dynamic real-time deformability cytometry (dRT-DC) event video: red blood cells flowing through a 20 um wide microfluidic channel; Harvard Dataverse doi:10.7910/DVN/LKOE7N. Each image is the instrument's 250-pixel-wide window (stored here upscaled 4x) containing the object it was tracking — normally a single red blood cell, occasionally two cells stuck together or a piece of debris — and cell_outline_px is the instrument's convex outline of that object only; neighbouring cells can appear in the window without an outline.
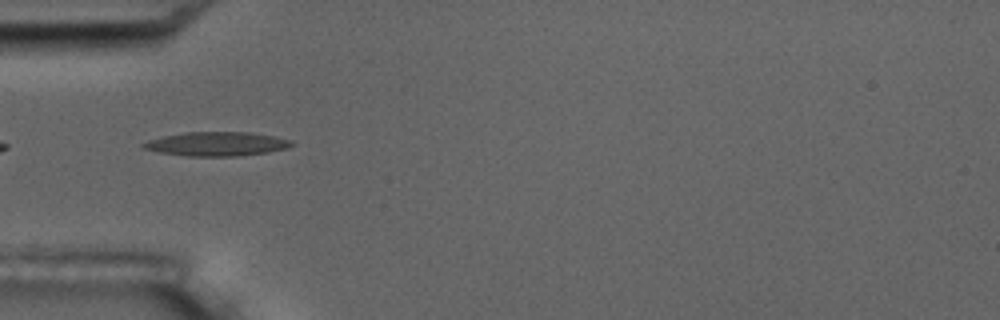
{"species": "common noctule bat (a hibernating species)", "species_latin": "Nyctalus noctula", "temperature_condition": "room temperature", "stored_images_in_passage": 9, "camera_frame_rate_fps": 3000, "um_per_image_px": 0.085, "animal": {"sex": "male", "body_mass_g": 17.5, "forearm_length_mm": 52.3}, "frame": {"image": 1, "passage_image": 6, "time_ms": 5.667, "image_size_px": [1000, 320], "cell_outline_px": [[296, 144], [288, 148], [268, 152], [240, 156], [184, 156], [160, 152], [144, 148], [140, 144], [148, 140], [164, 136], [184, 132], [248, 132], [276, 136], [292, 140]], "centroid_in_image_um": [18.47, 12.23], "position_along_channel_um": 66.5, "area_um2": 20.92}}
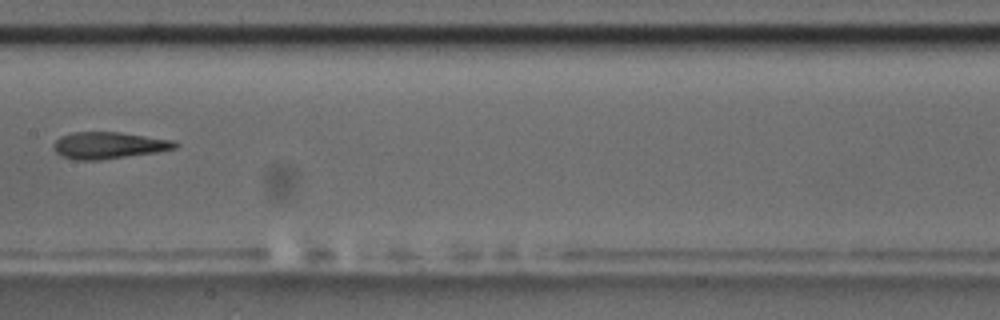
{"frame": {"image": 2, "passage_image": 9, "time_ms": 9.333, "image_size_px": [1000, 320], "cell_outline_px": [[180, 144], [176, 148], [156, 152], [100, 160], [76, 160], [60, 156], [52, 148], [52, 144], [60, 136], [72, 132], [120, 132], [176, 140]], "centroid_in_image_um": [9.24, 12.35], "position_along_channel_um": 198.2, "area_um2": 19.19}}